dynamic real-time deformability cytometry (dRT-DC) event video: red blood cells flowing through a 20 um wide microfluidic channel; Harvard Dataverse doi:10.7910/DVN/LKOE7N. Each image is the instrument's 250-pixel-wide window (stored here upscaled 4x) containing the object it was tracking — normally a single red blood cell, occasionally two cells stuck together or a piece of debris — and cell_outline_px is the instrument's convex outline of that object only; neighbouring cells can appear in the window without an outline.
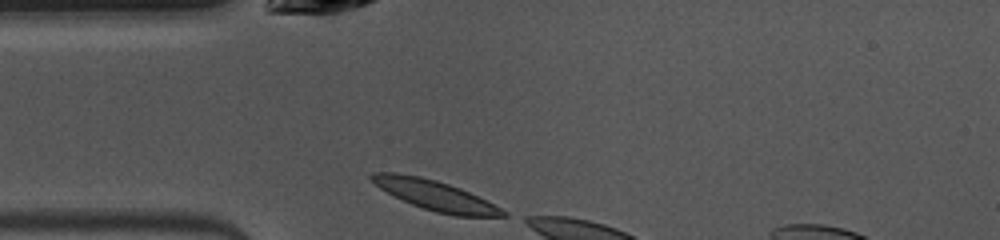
{"species": "common noctule bat (a hibernating species)", "species_latin": "Nyctalus noctula", "temperature_condition": "warm", "stored_images_in_passage": 3, "camera_frame_rate_fps": 3000, "um_per_image_px": 0.085, "animal": {"sex": "female", "body_mass_g": 10.0, "forearm_length_mm": 53.1}, "frame": {"image": 1, "passage_image": 1, "time_ms": 0.0, "image_size_px": [1000, 240], "cell_outline_px": [[508, 216], [456, 216], [436, 212], [412, 204], [380, 188], [368, 176], [372, 172], [396, 172], [420, 176], [436, 180], [460, 188], [508, 212]], "centroid_in_image_um": [36.97, 16.59], "position_along_channel_um": 48.0, "area_um2": 22.37}}